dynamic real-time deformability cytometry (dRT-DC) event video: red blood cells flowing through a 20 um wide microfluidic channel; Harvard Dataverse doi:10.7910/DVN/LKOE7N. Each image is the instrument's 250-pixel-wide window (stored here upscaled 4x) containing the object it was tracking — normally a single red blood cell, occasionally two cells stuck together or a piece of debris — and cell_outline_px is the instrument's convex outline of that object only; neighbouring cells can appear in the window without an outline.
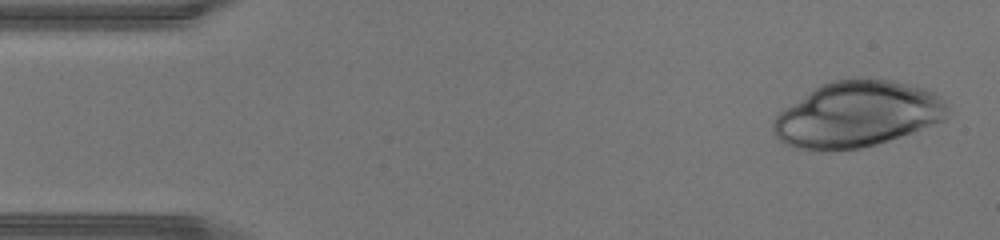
{"species": "human", "species_latin": "Homo sapiens", "temperature_condition": "warm", "stored_images_in_passage": 43, "camera_frame_rate_fps": 3000, "um_per_image_px": 0.085, "donor": {"sex": "male"}, "frame": {"image": 1, "passage_image": 2, "time_ms": 0.333, "image_size_px": [1000, 240], "cell_outline_px": [[948, 116], [944, 120], [912, 132], [876, 144], [860, 148], [828, 152], [808, 152], [792, 148], [784, 144], [776, 136], [772, 128], [772, 120], [784, 108], [816, 88], [824, 84], [836, 80], [856, 76], [860, 76], [892, 80], [924, 88], [936, 92], [948, 104]], "centroid_in_image_um": [72.85, 9.73], "position_along_channel_um": 12.2, "area_um2": 67.8}}